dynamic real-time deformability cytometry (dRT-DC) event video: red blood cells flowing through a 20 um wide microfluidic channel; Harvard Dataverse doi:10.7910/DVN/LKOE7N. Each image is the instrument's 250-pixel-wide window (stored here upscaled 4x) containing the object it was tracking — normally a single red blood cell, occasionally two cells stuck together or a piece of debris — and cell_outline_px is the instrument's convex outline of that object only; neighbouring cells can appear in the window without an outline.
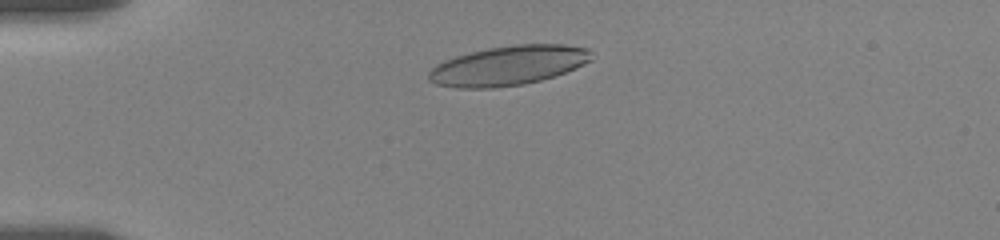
{"species": "human", "species_latin": "Homo sapiens", "temperature_condition": "room temperature", "stored_images_in_passage": 51, "camera_frame_rate_fps": 3000, "um_per_image_px": 0.085, "donor": {"sex": "female"}, "frame": {"image": 1, "passage_image": 8, "time_ms": 2.333, "image_size_px": [1000, 240], "cell_outline_px": [[596, 56], [592, 60], [576, 68], [540, 80], [524, 84], [492, 88], [456, 88], [436, 84], [428, 80], [428, 72], [436, 64], [444, 60], [456, 56], [488, 48], [516, 44], [564, 44], [588, 48]], "centroid_in_image_um": [43.23, 5.56], "position_along_channel_um": 41.8, "area_um2": 37.63}}
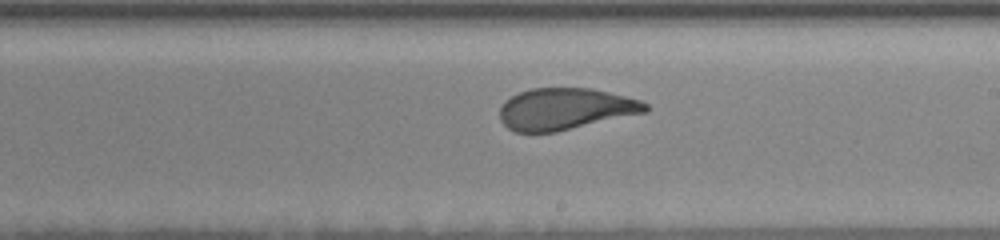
{"frame": {"image": 2, "passage_image": 28, "time_ms": 9.0, "image_size_px": [1000, 240], "cell_outline_px": [[648, 112], [556, 132], [516, 132], [508, 128], [500, 120], [500, 108], [504, 100], [520, 92], [532, 88], [592, 88], [640, 100], [648, 104]], "centroid_in_image_um": [48.05, 9.26], "position_along_channel_um": 241.0, "area_um2": 35.37}}
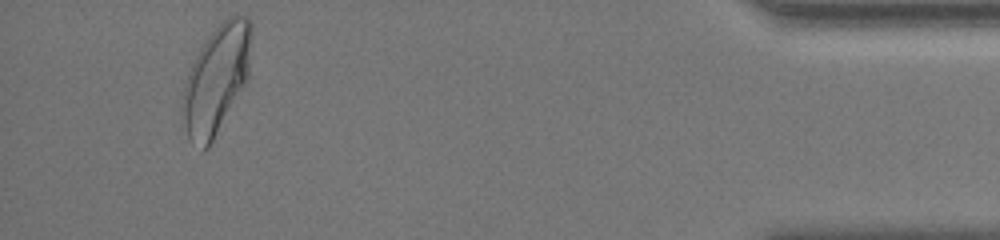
{"frame": {"image": 3, "passage_image": 48, "time_ms": 15.667, "image_size_px": [1000, 240], "cell_outline_px": [[252, 36], [248, 80], [208, 148], [204, 152], [188, 136], [184, 124], [180, 108], [184, 88], [188, 72], [200, 48], [208, 36], [228, 16], [236, 12], [248, 16], [252, 20]], "centroid_in_image_um": [18.42, 6.69], "position_along_channel_um": 416.8, "area_um2": 43.64}, "authors_computed_cell_mechanics": {"area_um2": 36.9342, "velocity_mm_per_s": 3.4991, "shape_relaxation_time_tau1_ms": 5.0083, "shape_relaxation_time_tau2_ms": 0.8964, "deformation_change_tau1": 0.1706, "deformation_change_tau2": 0.0756}}